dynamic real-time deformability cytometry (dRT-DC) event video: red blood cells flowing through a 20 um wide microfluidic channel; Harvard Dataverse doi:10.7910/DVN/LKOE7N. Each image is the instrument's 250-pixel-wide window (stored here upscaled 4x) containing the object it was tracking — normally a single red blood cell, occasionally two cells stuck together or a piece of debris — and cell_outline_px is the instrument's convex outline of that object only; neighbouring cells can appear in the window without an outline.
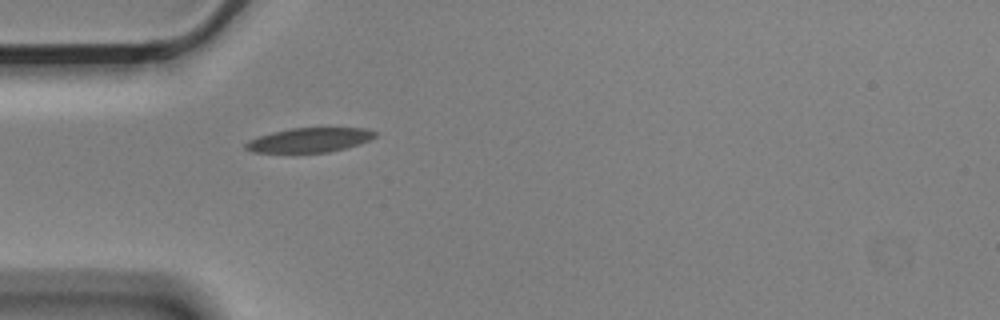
{"species": "Egyptian fruit bat (a non-hibernating species)", "species_latin": "Rousettus aegyptiacus", "temperature_condition": "cold", "stored_images_in_passage": 1, "camera_frame_rate_fps": 3000, "um_per_image_px": 0.085, "animal": {"sex": "male"}, "frame": {"image": 1, "passage_image": 1, "time_ms": 0.0, "image_size_px": [1000, 320], "cell_outline_px": [[376, 136], [368, 140], [344, 148], [328, 152], [252, 152], [244, 148], [244, 144], [248, 140], [272, 132], [292, 128], [368, 128], [376, 132]], "centroid_in_image_um": [26.27, 11.89], "position_along_channel_um": 58.7, "area_um2": 18.15}}